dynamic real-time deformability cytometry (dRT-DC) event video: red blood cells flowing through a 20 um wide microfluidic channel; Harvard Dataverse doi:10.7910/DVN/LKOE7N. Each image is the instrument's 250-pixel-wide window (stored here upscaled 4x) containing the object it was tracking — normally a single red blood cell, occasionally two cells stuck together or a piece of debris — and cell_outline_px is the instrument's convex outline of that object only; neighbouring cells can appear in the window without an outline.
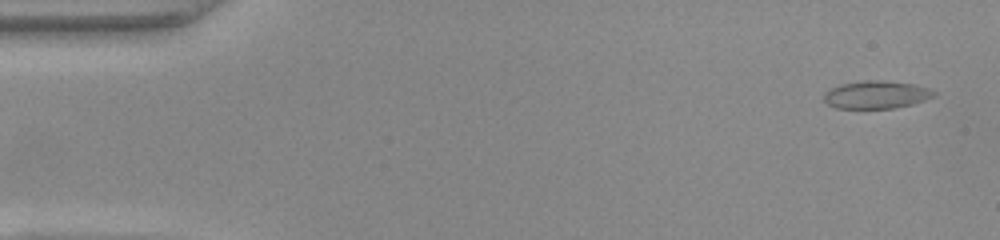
{"species": "common noctule bat (a hibernating species)", "species_latin": "Nyctalus noctula", "temperature_condition": "warm", "stored_images_in_passage": 49, "camera_frame_rate_fps": 3000, "um_per_image_px": 0.085, "animal": {"sex": "female", "body_mass_g": 22.0, "forearm_length_mm": 56.7}, "frame": {"image": 1, "passage_image": 2, "time_ms": 0.333, "image_size_px": [1000, 240], "cell_outline_px": [[936, 92], [932, 96], [924, 100], [912, 104], [892, 108], [836, 108], [828, 104], [824, 100], [824, 92], [840, 84], [864, 80], [880, 80], [912, 84], [928, 88]], "centroid_in_image_um": [74.44, 8.04], "position_along_channel_um": 10.6, "area_um2": 17.57}}
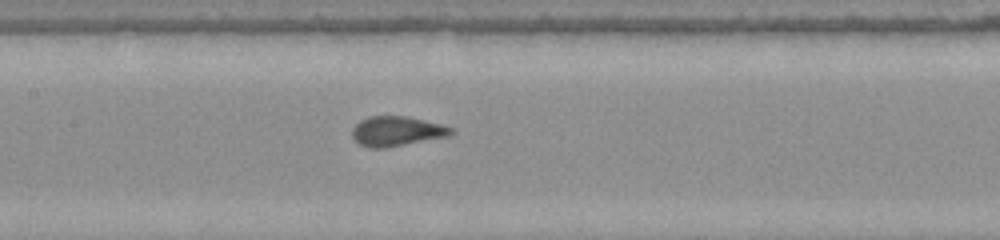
{"frame": {"image": 2, "passage_image": 23, "time_ms": 7.333, "image_size_px": [1000, 240], "cell_outline_px": [[452, 132], [448, 136], [388, 148], [368, 148], [360, 144], [352, 136], [352, 128], [360, 120], [372, 116], [404, 116], [440, 124], [452, 128]], "centroid_in_image_um": [33.68, 11.17], "position_along_channel_um": 173.7, "area_um2": 16.99}}
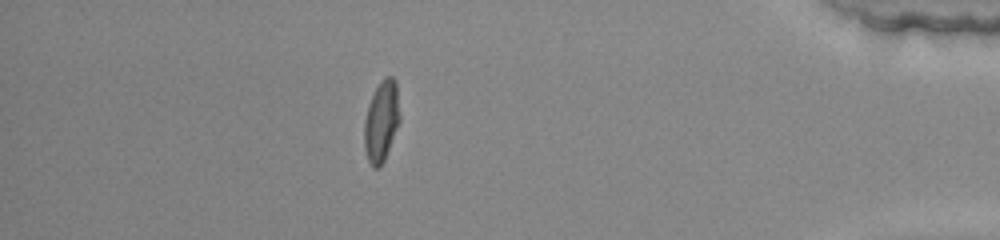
{"frame": {"image": 3, "passage_image": 43, "time_ms": 14.0, "image_size_px": [1000, 240], "cell_outline_px": [[400, 120], [384, 160], [380, 168], [372, 168], [368, 160], [364, 148], [364, 120], [368, 104], [380, 80], [384, 76], [392, 76], [396, 80], [400, 116]], "centroid_in_image_um": [32.41, 10.29], "position_along_channel_um": 402.8, "area_um2": 16.88}, "authors_computed_cell_mechanics": {"area_um2": 16.8776, "velocity_mm_per_s": 4.1334, "shape_relaxation_time_tau1_ms": 9.2964, "shape_relaxation_time_tau2_ms": null, "deformation_change_tau1": 0.2356, "deformation_change_tau2": null}}